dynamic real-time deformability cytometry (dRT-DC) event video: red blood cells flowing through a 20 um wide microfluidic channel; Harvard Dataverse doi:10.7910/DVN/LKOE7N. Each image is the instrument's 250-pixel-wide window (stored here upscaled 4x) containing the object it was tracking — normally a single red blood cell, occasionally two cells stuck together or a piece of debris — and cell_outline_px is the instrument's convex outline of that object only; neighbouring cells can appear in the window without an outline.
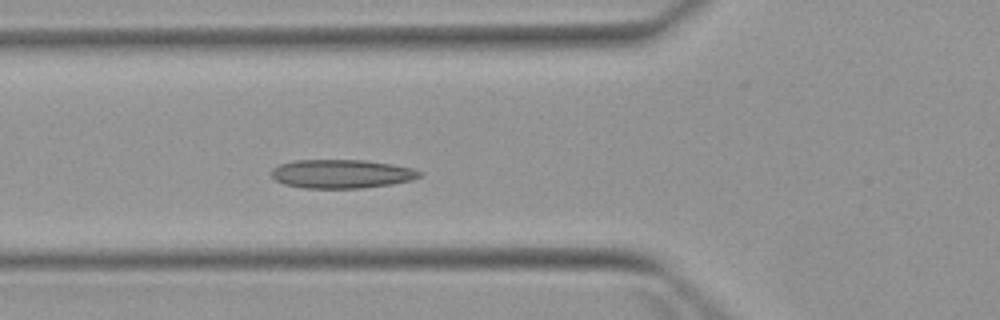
{"species": "Egyptian fruit bat (a non-hibernating species)", "species_latin": "Rousettus aegyptiacus", "temperature_condition": "warm", "stored_images_in_passage": 4, "camera_frame_rate_fps": 3000, "um_per_image_px": 0.085, "animal": {"sex": "female"}, "frame": {"image": 1, "passage_image": 4, "time_ms": 4.0, "image_size_px": [1000, 320], "cell_outline_px": [[424, 172], [420, 176], [412, 180], [392, 184], [360, 188], [304, 188], [284, 184], [276, 180], [272, 176], [272, 168], [280, 164], [292, 160], [364, 160], [392, 164], [412, 168]], "centroid_in_image_um": [29.04, 14.77], "position_along_channel_um": 96.8, "area_um2": 24.85}}